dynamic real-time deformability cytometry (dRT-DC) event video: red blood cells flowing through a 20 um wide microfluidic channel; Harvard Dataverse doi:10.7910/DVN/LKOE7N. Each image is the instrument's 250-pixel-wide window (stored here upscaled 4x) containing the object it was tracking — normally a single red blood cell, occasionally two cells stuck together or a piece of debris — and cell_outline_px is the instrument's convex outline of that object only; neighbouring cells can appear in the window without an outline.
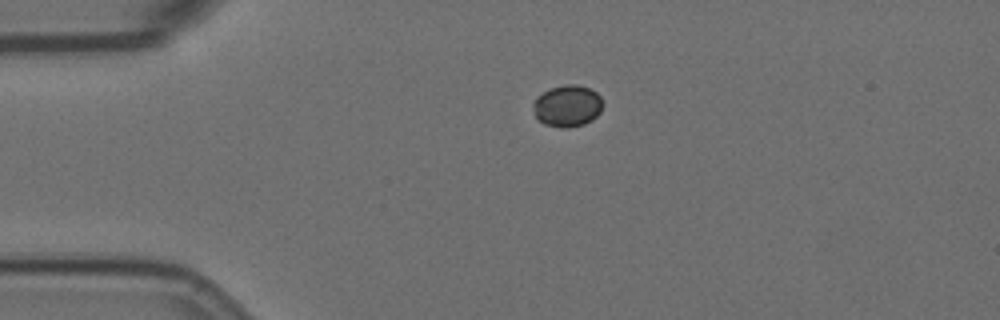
{"species": "Egyptian fruit bat (a non-hibernating species)", "species_latin": "Rousettus aegyptiacus", "temperature_condition": "room temperature", "stored_images_in_passage": 46, "camera_frame_rate_fps": 3000, "um_per_image_px": 0.085, "animal": {"sex": "female"}, "frame": {"image": 1, "passage_image": 1, "time_ms": 0.0, "image_size_px": [1000, 320], "cell_outline_px": [[600, 112], [592, 120], [584, 124], [568, 128], [560, 128], [544, 124], [536, 120], [532, 108], [532, 104], [536, 96], [552, 88], [564, 84], [576, 84], [588, 88], [596, 92], [600, 96]], "centroid_in_image_um": [48.16, 9.02], "position_along_channel_um": 36.8, "area_um2": 16.99}}
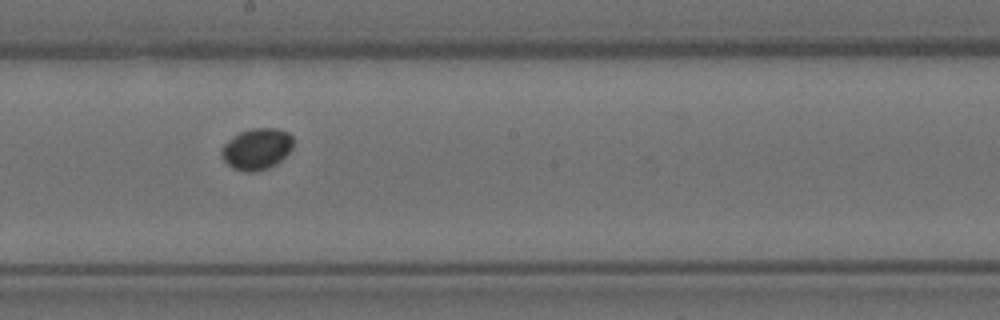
{"frame": {"image": 2, "passage_image": 20, "time_ms": 6.333, "image_size_px": [1000, 320], "cell_outline_px": [[292, 148], [276, 164], [268, 168], [252, 172], [248, 172], [232, 168], [224, 160], [220, 152], [220, 148], [228, 140], [240, 132], [252, 128], [276, 128], [288, 132], [292, 136]], "centroid_in_image_um": [21.8, 12.65], "position_along_channel_um": 226.4, "area_um2": 17.17}}
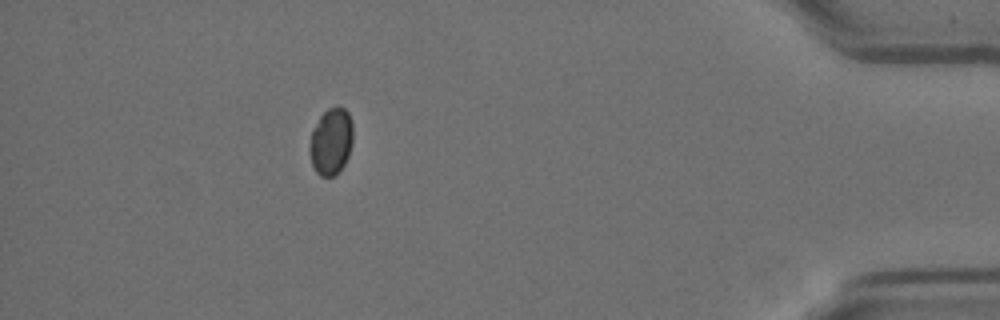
{"frame": {"image": 3, "passage_image": 40, "time_ms": 13.0, "image_size_px": [1000, 320], "cell_outline_px": [[352, 144], [348, 156], [344, 164], [332, 176], [320, 176], [316, 172], [312, 164], [308, 148], [312, 128], [320, 116], [328, 108], [344, 108], [348, 112], [352, 124]], "centroid_in_image_um": [28.11, 12.02], "position_along_channel_um": 407.1, "area_um2": 16.76}}